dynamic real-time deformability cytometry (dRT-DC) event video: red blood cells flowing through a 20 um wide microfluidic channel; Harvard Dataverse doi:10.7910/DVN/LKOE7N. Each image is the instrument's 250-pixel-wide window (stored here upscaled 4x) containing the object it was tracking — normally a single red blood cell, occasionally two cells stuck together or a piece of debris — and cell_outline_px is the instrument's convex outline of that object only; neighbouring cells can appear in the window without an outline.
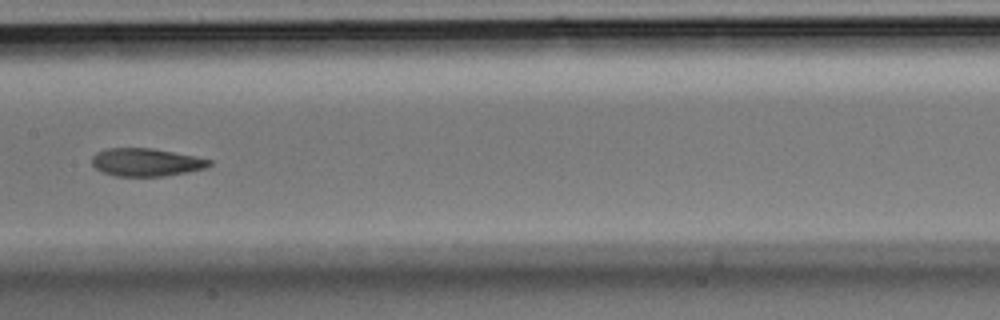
{"species": "Egyptian fruit bat (a non-hibernating species)", "species_latin": "Rousettus aegyptiacus", "temperature_condition": "room temperature", "stored_images_in_passage": 25, "camera_frame_rate_fps": 3000, "um_per_image_px": 0.085, "animal": {"sex": "male"}, "frame": {"image": 1, "passage_image": 18, "time_ms": 5.667, "image_size_px": [1000, 320], "cell_outline_px": [[212, 164], [204, 168], [188, 172], [164, 176], [116, 176], [104, 172], [96, 168], [92, 164], [92, 156], [96, 152], [108, 148], [152, 148], [196, 156], [212, 160]], "centroid_in_image_um": [12.43, 13.78], "position_along_channel_um": 195.0, "area_um2": 19.07}}
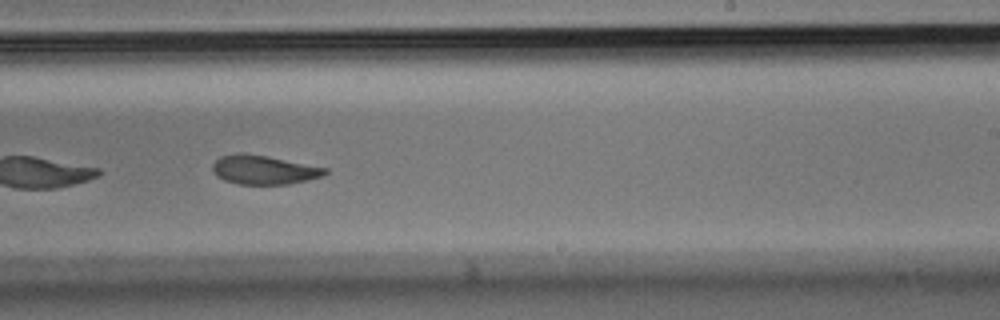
{"frame": {"image": 2, "passage_image": 22, "time_ms": 7.0, "image_size_px": [1000, 320], "cell_outline_px": [[328, 172], [320, 176], [288, 184], [240, 184], [224, 180], [216, 176], [212, 168], [212, 164], [220, 156], [240, 152], [268, 156], [328, 168]], "centroid_in_image_um": [22.38, 14.42], "position_along_channel_um": 266.6, "area_um2": 18.9}}